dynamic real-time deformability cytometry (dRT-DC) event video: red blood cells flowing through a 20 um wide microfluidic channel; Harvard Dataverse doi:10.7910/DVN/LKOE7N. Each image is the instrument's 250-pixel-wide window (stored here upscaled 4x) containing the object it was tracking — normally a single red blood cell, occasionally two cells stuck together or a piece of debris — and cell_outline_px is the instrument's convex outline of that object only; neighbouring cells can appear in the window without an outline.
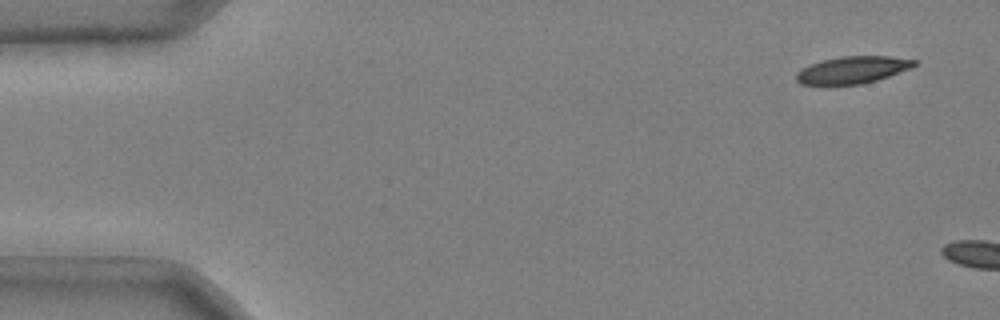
{"species": "common noctule bat (a hibernating species)", "species_latin": "Nyctalus noctula", "temperature_condition": "cold", "stored_images_in_passage": 4, "camera_frame_rate_fps": 3000, "um_per_image_px": 0.085, "animal": {"sex": "male", "body_mass_g": 20.4}, "frame": {"image": 1, "passage_image": 1, "time_ms": 0.0, "image_size_px": [1000, 320], "cell_outline_px": [[916, 64], [912, 68], [876, 80], [860, 84], [800, 84], [796, 80], [796, 72], [812, 64], [824, 60], [840, 56], [892, 56], [916, 60]], "centroid_in_image_um": [72.5, 5.93], "position_along_channel_um": 12.5, "area_um2": 18.38}}